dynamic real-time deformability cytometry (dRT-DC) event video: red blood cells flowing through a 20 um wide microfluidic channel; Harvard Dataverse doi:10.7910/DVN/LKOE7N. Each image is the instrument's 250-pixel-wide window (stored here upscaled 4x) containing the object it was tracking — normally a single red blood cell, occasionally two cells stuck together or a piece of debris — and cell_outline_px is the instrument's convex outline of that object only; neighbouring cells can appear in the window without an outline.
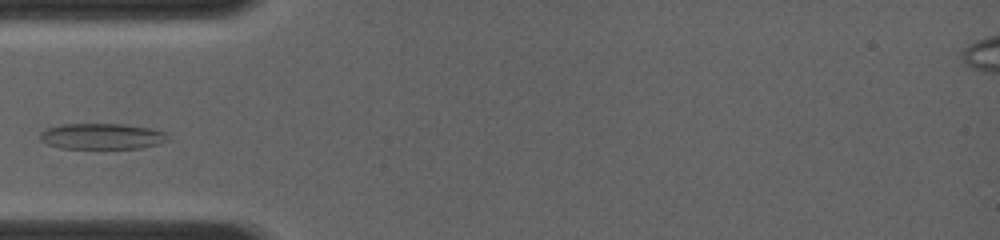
{"species": "common noctule bat (a hibernating species)", "species_latin": "Nyctalus noctula", "temperature_condition": "room temperature", "stored_images_in_passage": 3, "camera_frame_rate_fps": 4000, "um_per_image_px": 0.085, "animal": {"sex": "female", "body_mass_g": 19.0, "forearm_length_mm": 56.7}, "frame": {"image": 1, "passage_image": 3, "time_ms": 2.25, "image_size_px": [1000, 240], "cell_outline_px": [[168, 140], [156, 144], [140, 148], [60, 148], [48, 144], [40, 140], [40, 132], [44, 128], [64, 124], [124, 124], [152, 128], [168, 132]], "centroid_in_image_um": [8.66, 11.57], "position_along_channel_um": 76.3, "area_um2": 19.36}}